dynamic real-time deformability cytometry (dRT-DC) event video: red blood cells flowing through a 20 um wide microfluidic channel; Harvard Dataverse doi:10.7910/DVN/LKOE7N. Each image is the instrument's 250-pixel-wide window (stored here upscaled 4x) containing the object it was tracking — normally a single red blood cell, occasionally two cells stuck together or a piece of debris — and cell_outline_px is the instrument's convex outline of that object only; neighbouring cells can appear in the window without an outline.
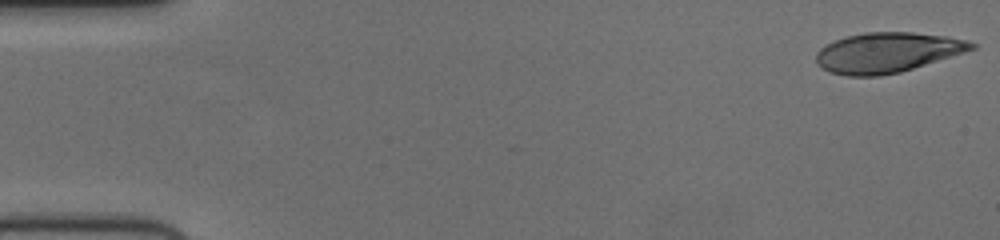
{"species": "human", "species_latin": "Homo sapiens", "temperature_condition": "cold", "stored_images_in_passage": 56, "camera_frame_rate_fps": 3000, "um_per_image_px": 0.085, "donor": {"sex": "female"}, "frame": {"image": 1, "passage_image": 1, "time_ms": 0.0, "image_size_px": [1000, 240], "cell_outline_px": [[976, 48], [964, 52], [900, 72], [880, 76], [848, 76], [828, 72], [816, 64], [816, 52], [820, 48], [836, 40], [848, 36], [864, 32], [912, 32], [948, 36], [968, 40], [976, 44]], "centroid_in_image_um": [75.4, 4.46], "position_along_channel_um": 9.6, "area_um2": 36.24}}
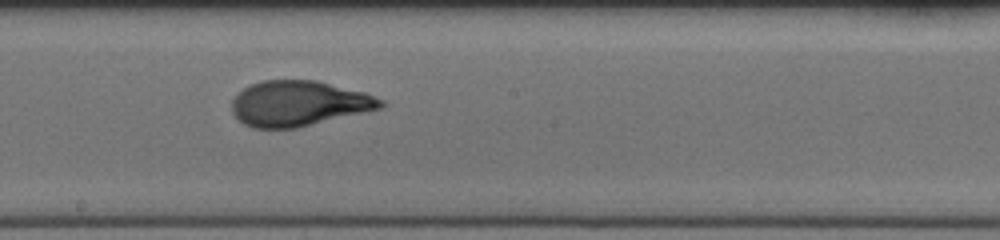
{"frame": {"image": 2, "passage_image": 31, "time_ms": 10.0, "image_size_px": [1000, 240], "cell_outline_px": [[388, 104], [384, 108], [296, 128], [252, 128], [244, 124], [232, 112], [232, 100], [244, 88], [252, 84], [264, 80], [316, 80], [364, 92], [384, 100]], "centroid_in_image_um": [25.44, 8.8], "position_along_channel_um": 222.8, "area_um2": 39.36}}
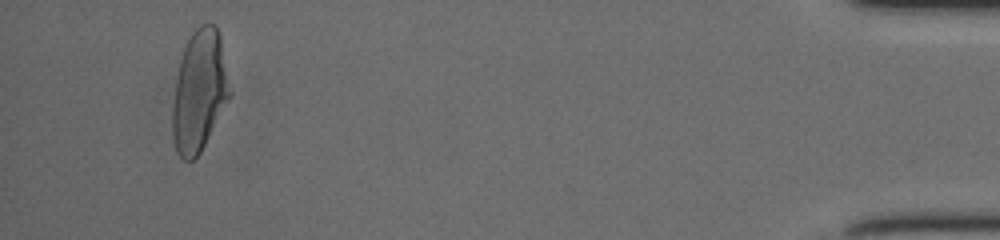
{"frame": {"image": 3, "passage_image": 53, "time_ms": 17.333, "image_size_px": [1000, 240], "cell_outline_px": [[232, 92], [228, 100], [200, 152], [192, 160], [184, 160], [176, 152], [172, 140], [172, 108], [176, 80], [180, 60], [184, 48], [192, 32], [200, 24], [208, 20], [216, 24], [220, 36]], "centroid_in_image_um": [16.94, 7.7], "position_along_channel_um": 418.3, "area_um2": 40.58}, "authors_computed_cell_mechanics": {"area_um2": 39.0728, "velocity_mm_per_s": 3.6892, "shape_relaxation_time_tau1_ms": 4.1279, "shape_relaxation_time_tau2_ms": 0.8049, "deformation_change_tau1": 0.2041, "deformation_change_tau2": 0.0728}}